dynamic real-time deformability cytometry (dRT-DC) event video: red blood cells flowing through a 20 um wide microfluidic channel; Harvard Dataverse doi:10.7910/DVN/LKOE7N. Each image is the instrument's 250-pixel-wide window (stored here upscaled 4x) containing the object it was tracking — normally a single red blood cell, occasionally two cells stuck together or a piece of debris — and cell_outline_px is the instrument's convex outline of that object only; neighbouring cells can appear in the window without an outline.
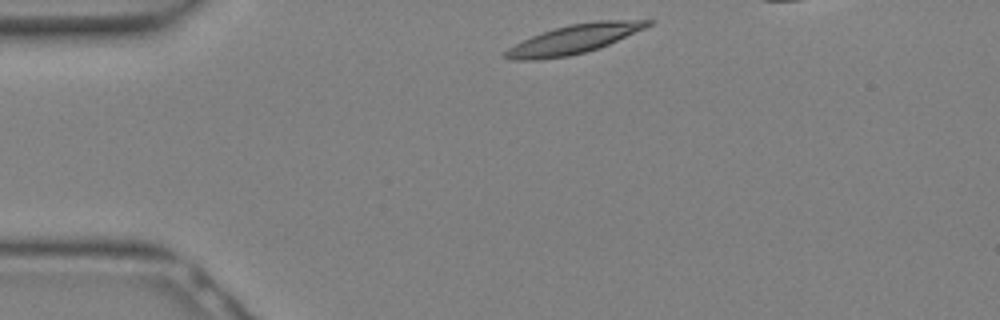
{"species": "Egyptian fruit bat (a non-hibernating species)", "species_latin": "Rousettus aegyptiacus", "temperature_condition": "warm", "stored_images_in_passage": 23, "camera_frame_rate_fps": 3000, "um_per_image_px": 0.085, "animal": {"sex": "female"}, "frame": {"image": 1, "passage_image": 1, "time_ms": 0.0, "image_size_px": [1000, 320], "cell_outline_px": [[656, 20], [652, 24], [644, 28], [608, 44], [584, 52], [568, 56], [536, 60], [512, 60], [500, 56], [508, 48], [532, 36], [556, 28], [572, 24], [600, 20]], "centroid_in_image_um": [48.75, 3.34], "position_along_channel_um": 36.3, "area_um2": 23.52}}
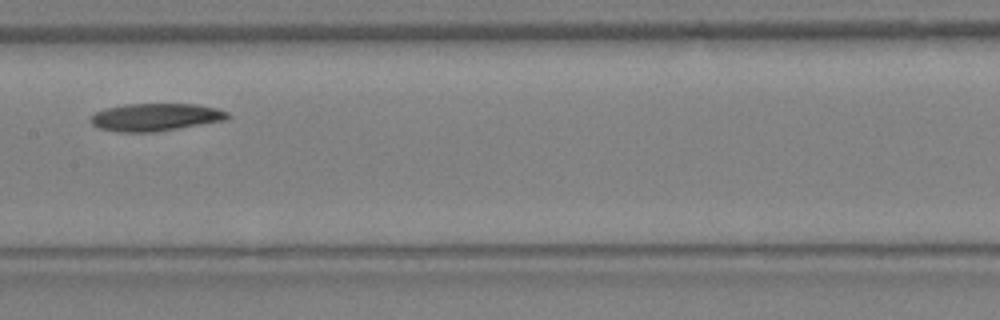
{"frame": {"image": 2, "passage_image": 10, "time_ms": 3.0, "image_size_px": [1000, 320], "cell_outline_px": [[228, 116], [224, 120], [152, 132], [120, 132], [100, 128], [92, 124], [88, 120], [96, 112], [104, 108], [124, 104], [196, 104], [216, 108], [228, 112]], "centroid_in_image_um": [13.15, 9.94], "position_along_channel_um": 194.2, "area_um2": 21.73}}
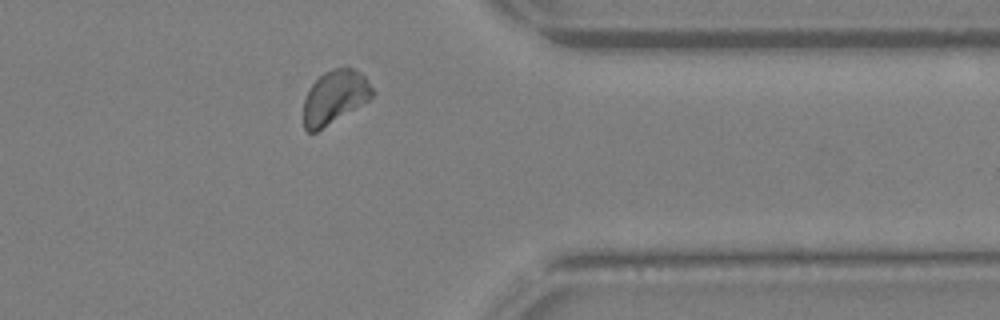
{"frame": {"image": 3, "passage_image": 19, "time_ms": 6.0, "image_size_px": [1000, 320], "cell_outline_px": [[376, 92], [368, 100], [316, 132], [308, 132], [304, 128], [304, 100], [308, 88], [324, 72], [332, 68], [348, 64], [360, 72], [364, 76]], "centroid_in_image_um": [28.45, 8.2], "position_along_channel_um": 382.9, "area_um2": 21.56}}